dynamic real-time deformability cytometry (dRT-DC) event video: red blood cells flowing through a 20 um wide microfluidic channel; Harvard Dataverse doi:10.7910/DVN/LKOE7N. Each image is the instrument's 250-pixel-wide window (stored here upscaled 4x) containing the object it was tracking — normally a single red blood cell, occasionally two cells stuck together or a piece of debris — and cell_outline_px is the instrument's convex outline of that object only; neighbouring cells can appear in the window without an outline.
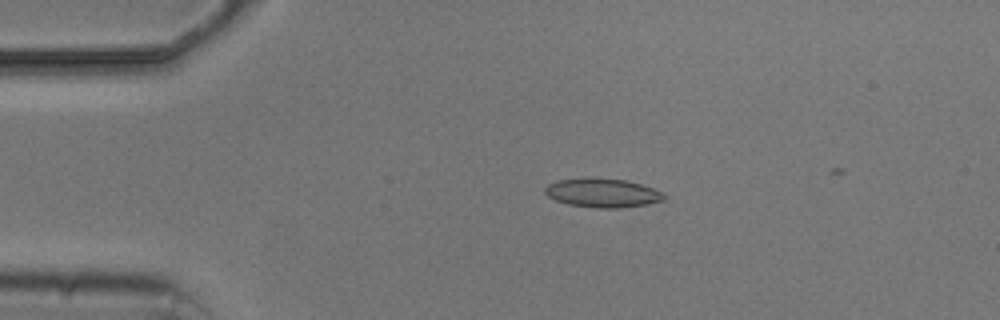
{"species": "common noctule bat (a hibernating species)", "species_latin": "Nyctalus noctula", "temperature_condition": "cold", "stored_images_in_passage": 4, "camera_frame_rate_fps": 3000, "um_per_image_px": 0.085, "animal": {"sex": "male", "body_mass_g": 20.5, "forearm_length_mm": 52.5}, "frame": {"image": 1, "passage_image": 3, "time_ms": 3.0, "image_size_px": [1000, 320], "cell_outline_px": [[668, 196], [664, 200], [644, 204], [616, 208], [596, 208], [568, 204], [556, 200], [548, 196], [544, 192], [544, 188], [548, 184], [556, 180], [624, 180], [640, 184], [652, 188]], "centroid_in_image_um": [51.21, 16.43], "position_along_channel_um": 33.8, "area_um2": 19.19}}